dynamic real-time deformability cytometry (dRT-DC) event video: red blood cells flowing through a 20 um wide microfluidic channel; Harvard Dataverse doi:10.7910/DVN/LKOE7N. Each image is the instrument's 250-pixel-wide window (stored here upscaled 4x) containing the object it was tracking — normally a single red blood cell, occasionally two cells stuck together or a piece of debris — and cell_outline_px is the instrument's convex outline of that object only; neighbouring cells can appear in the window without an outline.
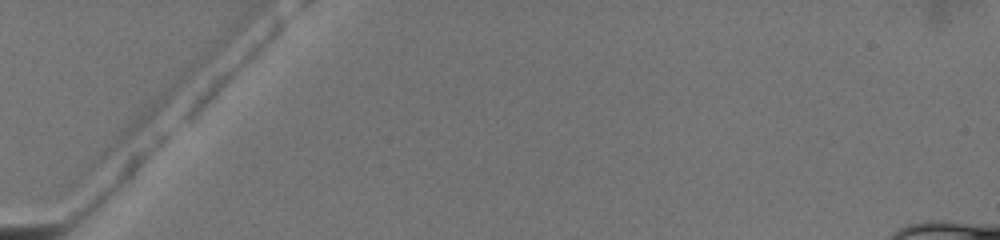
{"species": "common noctule bat (a hibernating species)", "species_latin": "Nyctalus noctula", "temperature_condition": "warm", "stored_images_in_passage": 4, "camera_frame_rate_fps": 3000, "um_per_image_px": 0.085, "animal": {"sex": "female", "body_mass_g": 19.5, "forearm_length_mm": 54.1}, "frame": {"image": 1, "passage_image": 1, "time_ms": 0.0, "image_size_px": [1000, 240], "cell_outline_px": [[284, 24], [280, 32], [192, 120], [184, 120], [184, 116], [196, 100], [212, 80], [276, 24], [284, 20]], "centroid_in_image_um": [19.69, 6.13], "position_along_channel_um": 65.3, "area_um2": 10.98}}